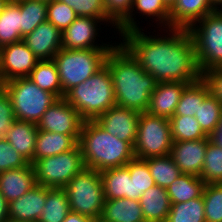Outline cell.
I'll return each instance as SVG.
<instances>
[{
	"mask_svg": "<svg viewBox=\"0 0 222 222\" xmlns=\"http://www.w3.org/2000/svg\"><path fill=\"white\" fill-rule=\"evenodd\" d=\"M87 120H96L110 107L116 105L111 73L105 65L85 82L70 89L64 96Z\"/></svg>",
	"mask_w": 222,
	"mask_h": 222,
	"instance_id": "obj_4",
	"label": "cell"
},
{
	"mask_svg": "<svg viewBox=\"0 0 222 222\" xmlns=\"http://www.w3.org/2000/svg\"><path fill=\"white\" fill-rule=\"evenodd\" d=\"M101 222H146L139 200L105 199Z\"/></svg>",
	"mask_w": 222,
	"mask_h": 222,
	"instance_id": "obj_23",
	"label": "cell"
},
{
	"mask_svg": "<svg viewBox=\"0 0 222 222\" xmlns=\"http://www.w3.org/2000/svg\"><path fill=\"white\" fill-rule=\"evenodd\" d=\"M39 60L21 40L0 48V78L3 83L29 77Z\"/></svg>",
	"mask_w": 222,
	"mask_h": 222,
	"instance_id": "obj_13",
	"label": "cell"
},
{
	"mask_svg": "<svg viewBox=\"0 0 222 222\" xmlns=\"http://www.w3.org/2000/svg\"><path fill=\"white\" fill-rule=\"evenodd\" d=\"M195 118L203 132L213 138L222 125V104L209 94L199 105Z\"/></svg>",
	"mask_w": 222,
	"mask_h": 222,
	"instance_id": "obj_31",
	"label": "cell"
},
{
	"mask_svg": "<svg viewBox=\"0 0 222 222\" xmlns=\"http://www.w3.org/2000/svg\"><path fill=\"white\" fill-rule=\"evenodd\" d=\"M9 0H0V13L2 12L4 6Z\"/></svg>",
	"mask_w": 222,
	"mask_h": 222,
	"instance_id": "obj_51",
	"label": "cell"
},
{
	"mask_svg": "<svg viewBox=\"0 0 222 222\" xmlns=\"http://www.w3.org/2000/svg\"><path fill=\"white\" fill-rule=\"evenodd\" d=\"M213 138L222 146V125Z\"/></svg>",
	"mask_w": 222,
	"mask_h": 222,
	"instance_id": "obj_48",
	"label": "cell"
},
{
	"mask_svg": "<svg viewBox=\"0 0 222 222\" xmlns=\"http://www.w3.org/2000/svg\"><path fill=\"white\" fill-rule=\"evenodd\" d=\"M63 222H95V220L70 211Z\"/></svg>",
	"mask_w": 222,
	"mask_h": 222,
	"instance_id": "obj_46",
	"label": "cell"
},
{
	"mask_svg": "<svg viewBox=\"0 0 222 222\" xmlns=\"http://www.w3.org/2000/svg\"><path fill=\"white\" fill-rule=\"evenodd\" d=\"M202 196L206 222H222V183L206 184Z\"/></svg>",
	"mask_w": 222,
	"mask_h": 222,
	"instance_id": "obj_38",
	"label": "cell"
},
{
	"mask_svg": "<svg viewBox=\"0 0 222 222\" xmlns=\"http://www.w3.org/2000/svg\"><path fill=\"white\" fill-rule=\"evenodd\" d=\"M209 94V88L202 79L189 84L184 89L173 116H195L199 105Z\"/></svg>",
	"mask_w": 222,
	"mask_h": 222,
	"instance_id": "obj_32",
	"label": "cell"
},
{
	"mask_svg": "<svg viewBox=\"0 0 222 222\" xmlns=\"http://www.w3.org/2000/svg\"><path fill=\"white\" fill-rule=\"evenodd\" d=\"M126 166L129 168L130 177L133 178L135 200H139L143 192L155 185L153 177L144 160L134 158Z\"/></svg>",
	"mask_w": 222,
	"mask_h": 222,
	"instance_id": "obj_39",
	"label": "cell"
},
{
	"mask_svg": "<svg viewBox=\"0 0 222 222\" xmlns=\"http://www.w3.org/2000/svg\"><path fill=\"white\" fill-rule=\"evenodd\" d=\"M37 133L38 128L35 123L15 120L7 131L5 139L29 163L33 164Z\"/></svg>",
	"mask_w": 222,
	"mask_h": 222,
	"instance_id": "obj_25",
	"label": "cell"
},
{
	"mask_svg": "<svg viewBox=\"0 0 222 222\" xmlns=\"http://www.w3.org/2000/svg\"><path fill=\"white\" fill-rule=\"evenodd\" d=\"M208 138L189 141H174L170 155L181 173L201 175Z\"/></svg>",
	"mask_w": 222,
	"mask_h": 222,
	"instance_id": "obj_16",
	"label": "cell"
},
{
	"mask_svg": "<svg viewBox=\"0 0 222 222\" xmlns=\"http://www.w3.org/2000/svg\"><path fill=\"white\" fill-rule=\"evenodd\" d=\"M191 83L159 82L151 94L147 113L170 119L176 110L184 89Z\"/></svg>",
	"mask_w": 222,
	"mask_h": 222,
	"instance_id": "obj_18",
	"label": "cell"
},
{
	"mask_svg": "<svg viewBox=\"0 0 222 222\" xmlns=\"http://www.w3.org/2000/svg\"><path fill=\"white\" fill-rule=\"evenodd\" d=\"M166 222H206L203 196L187 202L171 203Z\"/></svg>",
	"mask_w": 222,
	"mask_h": 222,
	"instance_id": "obj_35",
	"label": "cell"
},
{
	"mask_svg": "<svg viewBox=\"0 0 222 222\" xmlns=\"http://www.w3.org/2000/svg\"><path fill=\"white\" fill-rule=\"evenodd\" d=\"M145 30L140 28L127 31L118 40L146 73L153 76L158 83H194L201 79L195 43L188 29L161 28L158 30L160 32L153 30L157 34L151 30L147 33V29Z\"/></svg>",
	"mask_w": 222,
	"mask_h": 222,
	"instance_id": "obj_1",
	"label": "cell"
},
{
	"mask_svg": "<svg viewBox=\"0 0 222 222\" xmlns=\"http://www.w3.org/2000/svg\"><path fill=\"white\" fill-rule=\"evenodd\" d=\"M139 117L140 112L115 105L101 114L95 121L107 132L134 147Z\"/></svg>",
	"mask_w": 222,
	"mask_h": 222,
	"instance_id": "obj_14",
	"label": "cell"
},
{
	"mask_svg": "<svg viewBox=\"0 0 222 222\" xmlns=\"http://www.w3.org/2000/svg\"><path fill=\"white\" fill-rule=\"evenodd\" d=\"M73 8L77 16L109 19L106 16L103 0H60Z\"/></svg>",
	"mask_w": 222,
	"mask_h": 222,
	"instance_id": "obj_41",
	"label": "cell"
},
{
	"mask_svg": "<svg viewBox=\"0 0 222 222\" xmlns=\"http://www.w3.org/2000/svg\"><path fill=\"white\" fill-rule=\"evenodd\" d=\"M21 36L30 34L47 21V3L36 0H20Z\"/></svg>",
	"mask_w": 222,
	"mask_h": 222,
	"instance_id": "obj_36",
	"label": "cell"
},
{
	"mask_svg": "<svg viewBox=\"0 0 222 222\" xmlns=\"http://www.w3.org/2000/svg\"><path fill=\"white\" fill-rule=\"evenodd\" d=\"M77 14L66 3L54 0L47 4V21L63 32L77 18Z\"/></svg>",
	"mask_w": 222,
	"mask_h": 222,
	"instance_id": "obj_40",
	"label": "cell"
},
{
	"mask_svg": "<svg viewBox=\"0 0 222 222\" xmlns=\"http://www.w3.org/2000/svg\"><path fill=\"white\" fill-rule=\"evenodd\" d=\"M210 2L216 9L222 6V0H210Z\"/></svg>",
	"mask_w": 222,
	"mask_h": 222,
	"instance_id": "obj_49",
	"label": "cell"
},
{
	"mask_svg": "<svg viewBox=\"0 0 222 222\" xmlns=\"http://www.w3.org/2000/svg\"><path fill=\"white\" fill-rule=\"evenodd\" d=\"M28 163L5 138H0V173L24 167Z\"/></svg>",
	"mask_w": 222,
	"mask_h": 222,
	"instance_id": "obj_42",
	"label": "cell"
},
{
	"mask_svg": "<svg viewBox=\"0 0 222 222\" xmlns=\"http://www.w3.org/2000/svg\"><path fill=\"white\" fill-rule=\"evenodd\" d=\"M173 144L169 119L141 112L137 137L134 144V156L144 160L150 157L170 154Z\"/></svg>",
	"mask_w": 222,
	"mask_h": 222,
	"instance_id": "obj_9",
	"label": "cell"
},
{
	"mask_svg": "<svg viewBox=\"0 0 222 222\" xmlns=\"http://www.w3.org/2000/svg\"><path fill=\"white\" fill-rule=\"evenodd\" d=\"M200 178L206 184L222 183V146L211 137L208 138Z\"/></svg>",
	"mask_w": 222,
	"mask_h": 222,
	"instance_id": "obj_34",
	"label": "cell"
},
{
	"mask_svg": "<svg viewBox=\"0 0 222 222\" xmlns=\"http://www.w3.org/2000/svg\"><path fill=\"white\" fill-rule=\"evenodd\" d=\"M36 1H40V2H45V3H50V2H52V1H54V0H36Z\"/></svg>",
	"mask_w": 222,
	"mask_h": 222,
	"instance_id": "obj_52",
	"label": "cell"
},
{
	"mask_svg": "<svg viewBox=\"0 0 222 222\" xmlns=\"http://www.w3.org/2000/svg\"><path fill=\"white\" fill-rule=\"evenodd\" d=\"M84 121L70 103L60 98L47 109L36 125L38 130L71 135L78 142Z\"/></svg>",
	"mask_w": 222,
	"mask_h": 222,
	"instance_id": "obj_12",
	"label": "cell"
},
{
	"mask_svg": "<svg viewBox=\"0 0 222 222\" xmlns=\"http://www.w3.org/2000/svg\"><path fill=\"white\" fill-rule=\"evenodd\" d=\"M139 203L146 222H166L171 208L167 190L154 185L141 195Z\"/></svg>",
	"mask_w": 222,
	"mask_h": 222,
	"instance_id": "obj_24",
	"label": "cell"
},
{
	"mask_svg": "<svg viewBox=\"0 0 222 222\" xmlns=\"http://www.w3.org/2000/svg\"><path fill=\"white\" fill-rule=\"evenodd\" d=\"M77 144L78 142L71 135L38 130L33 163L41 158L69 151Z\"/></svg>",
	"mask_w": 222,
	"mask_h": 222,
	"instance_id": "obj_26",
	"label": "cell"
},
{
	"mask_svg": "<svg viewBox=\"0 0 222 222\" xmlns=\"http://www.w3.org/2000/svg\"><path fill=\"white\" fill-rule=\"evenodd\" d=\"M70 212V205L64 188L46 187V201L37 222H63Z\"/></svg>",
	"mask_w": 222,
	"mask_h": 222,
	"instance_id": "obj_29",
	"label": "cell"
},
{
	"mask_svg": "<svg viewBox=\"0 0 222 222\" xmlns=\"http://www.w3.org/2000/svg\"><path fill=\"white\" fill-rule=\"evenodd\" d=\"M188 30L195 43L200 72L222 67V12L215 10L198 20Z\"/></svg>",
	"mask_w": 222,
	"mask_h": 222,
	"instance_id": "obj_8",
	"label": "cell"
},
{
	"mask_svg": "<svg viewBox=\"0 0 222 222\" xmlns=\"http://www.w3.org/2000/svg\"><path fill=\"white\" fill-rule=\"evenodd\" d=\"M46 201V187L35 185L8 204V218L18 222H37Z\"/></svg>",
	"mask_w": 222,
	"mask_h": 222,
	"instance_id": "obj_19",
	"label": "cell"
},
{
	"mask_svg": "<svg viewBox=\"0 0 222 222\" xmlns=\"http://www.w3.org/2000/svg\"><path fill=\"white\" fill-rule=\"evenodd\" d=\"M78 145L85 168L98 172L125 166L135 158L128 142L113 136L95 120L84 121Z\"/></svg>",
	"mask_w": 222,
	"mask_h": 222,
	"instance_id": "obj_3",
	"label": "cell"
},
{
	"mask_svg": "<svg viewBox=\"0 0 222 222\" xmlns=\"http://www.w3.org/2000/svg\"><path fill=\"white\" fill-rule=\"evenodd\" d=\"M105 199L129 198L135 200L133 178L125 166L100 172Z\"/></svg>",
	"mask_w": 222,
	"mask_h": 222,
	"instance_id": "obj_22",
	"label": "cell"
},
{
	"mask_svg": "<svg viewBox=\"0 0 222 222\" xmlns=\"http://www.w3.org/2000/svg\"><path fill=\"white\" fill-rule=\"evenodd\" d=\"M16 120L12 102L5 89L0 87V138H5L7 131Z\"/></svg>",
	"mask_w": 222,
	"mask_h": 222,
	"instance_id": "obj_44",
	"label": "cell"
},
{
	"mask_svg": "<svg viewBox=\"0 0 222 222\" xmlns=\"http://www.w3.org/2000/svg\"><path fill=\"white\" fill-rule=\"evenodd\" d=\"M8 202L5 197L0 193V222L8 220Z\"/></svg>",
	"mask_w": 222,
	"mask_h": 222,
	"instance_id": "obj_47",
	"label": "cell"
},
{
	"mask_svg": "<svg viewBox=\"0 0 222 222\" xmlns=\"http://www.w3.org/2000/svg\"><path fill=\"white\" fill-rule=\"evenodd\" d=\"M108 24L111 25V28H114L112 30H115L113 31L115 34L117 32V26L110 19L78 16L74 22L62 32V48L73 50L112 49L117 44L116 42H103V40L101 42V39H98V37H101L98 35L102 32L101 25L109 27ZM98 41H100L101 44L98 43Z\"/></svg>",
	"mask_w": 222,
	"mask_h": 222,
	"instance_id": "obj_11",
	"label": "cell"
},
{
	"mask_svg": "<svg viewBox=\"0 0 222 222\" xmlns=\"http://www.w3.org/2000/svg\"><path fill=\"white\" fill-rule=\"evenodd\" d=\"M165 4L171 9L177 0H163Z\"/></svg>",
	"mask_w": 222,
	"mask_h": 222,
	"instance_id": "obj_50",
	"label": "cell"
},
{
	"mask_svg": "<svg viewBox=\"0 0 222 222\" xmlns=\"http://www.w3.org/2000/svg\"><path fill=\"white\" fill-rule=\"evenodd\" d=\"M4 222H18V221H14V220L8 219V220H6V221H4Z\"/></svg>",
	"mask_w": 222,
	"mask_h": 222,
	"instance_id": "obj_53",
	"label": "cell"
},
{
	"mask_svg": "<svg viewBox=\"0 0 222 222\" xmlns=\"http://www.w3.org/2000/svg\"><path fill=\"white\" fill-rule=\"evenodd\" d=\"M35 185V172L31 163L0 173V193L8 203L18 199Z\"/></svg>",
	"mask_w": 222,
	"mask_h": 222,
	"instance_id": "obj_21",
	"label": "cell"
},
{
	"mask_svg": "<svg viewBox=\"0 0 222 222\" xmlns=\"http://www.w3.org/2000/svg\"><path fill=\"white\" fill-rule=\"evenodd\" d=\"M215 10L210 0H177L170 9V28L189 29Z\"/></svg>",
	"mask_w": 222,
	"mask_h": 222,
	"instance_id": "obj_20",
	"label": "cell"
},
{
	"mask_svg": "<svg viewBox=\"0 0 222 222\" xmlns=\"http://www.w3.org/2000/svg\"><path fill=\"white\" fill-rule=\"evenodd\" d=\"M169 123L173 142L210 138L203 132L195 116H172Z\"/></svg>",
	"mask_w": 222,
	"mask_h": 222,
	"instance_id": "obj_37",
	"label": "cell"
},
{
	"mask_svg": "<svg viewBox=\"0 0 222 222\" xmlns=\"http://www.w3.org/2000/svg\"><path fill=\"white\" fill-rule=\"evenodd\" d=\"M21 40L20 0H9L0 13V48Z\"/></svg>",
	"mask_w": 222,
	"mask_h": 222,
	"instance_id": "obj_27",
	"label": "cell"
},
{
	"mask_svg": "<svg viewBox=\"0 0 222 222\" xmlns=\"http://www.w3.org/2000/svg\"><path fill=\"white\" fill-rule=\"evenodd\" d=\"M105 65L111 73L116 105L146 112L158 83L156 79L141 68L120 42L108 53Z\"/></svg>",
	"mask_w": 222,
	"mask_h": 222,
	"instance_id": "obj_2",
	"label": "cell"
},
{
	"mask_svg": "<svg viewBox=\"0 0 222 222\" xmlns=\"http://www.w3.org/2000/svg\"><path fill=\"white\" fill-rule=\"evenodd\" d=\"M2 87L9 94L15 118L19 121L37 124L47 109L58 100L28 77L10 80L3 83Z\"/></svg>",
	"mask_w": 222,
	"mask_h": 222,
	"instance_id": "obj_6",
	"label": "cell"
},
{
	"mask_svg": "<svg viewBox=\"0 0 222 222\" xmlns=\"http://www.w3.org/2000/svg\"><path fill=\"white\" fill-rule=\"evenodd\" d=\"M205 185L199 176L181 173L166 190L171 203H180L201 197Z\"/></svg>",
	"mask_w": 222,
	"mask_h": 222,
	"instance_id": "obj_28",
	"label": "cell"
},
{
	"mask_svg": "<svg viewBox=\"0 0 222 222\" xmlns=\"http://www.w3.org/2000/svg\"><path fill=\"white\" fill-rule=\"evenodd\" d=\"M153 177L155 185L164 189L181 174L178 166L170 154L166 156L150 157L144 159Z\"/></svg>",
	"mask_w": 222,
	"mask_h": 222,
	"instance_id": "obj_33",
	"label": "cell"
},
{
	"mask_svg": "<svg viewBox=\"0 0 222 222\" xmlns=\"http://www.w3.org/2000/svg\"><path fill=\"white\" fill-rule=\"evenodd\" d=\"M23 41L38 60H52L62 48V32L46 21L23 37Z\"/></svg>",
	"mask_w": 222,
	"mask_h": 222,
	"instance_id": "obj_17",
	"label": "cell"
},
{
	"mask_svg": "<svg viewBox=\"0 0 222 222\" xmlns=\"http://www.w3.org/2000/svg\"><path fill=\"white\" fill-rule=\"evenodd\" d=\"M201 79L207 84L210 94L222 104V67L203 71Z\"/></svg>",
	"mask_w": 222,
	"mask_h": 222,
	"instance_id": "obj_45",
	"label": "cell"
},
{
	"mask_svg": "<svg viewBox=\"0 0 222 222\" xmlns=\"http://www.w3.org/2000/svg\"><path fill=\"white\" fill-rule=\"evenodd\" d=\"M28 78L41 89L54 94L58 99L63 98L59 73L53 59L39 60Z\"/></svg>",
	"mask_w": 222,
	"mask_h": 222,
	"instance_id": "obj_30",
	"label": "cell"
},
{
	"mask_svg": "<svg viewBox=\"0 0 222 222\" xmlns=\"http://www.w3.org/2000/svg\"><path fill=\"white\" fill-rule=\"evenodd\" d=\"M137 15L138 17L142 16L140 18L145 16L144 20L149 18V21H152V24L155 22L154 24L157 27L154 26V24L152 25L155 29L170 28V8L163 0H133L130 15L117 27V33L115 35L118 34L120 37L127 31L142 28V26L139 25L140 22L136 18Z\"/></svg>",
	"mask_w": 222,
	"mask_h": 222,
	"instance_id": "obj_15",
	"label": "cell"
},
{
	"mask_svg": "<svg viewBox=\"0 0 222 222\" xmlns=\"http://www.w3.org/2000/svg\"><path fill=\"white\" fill-rule=\"evenodd\" d=\"M111 49H64L53 57L57 66L60 82L65 94L73 87L85 82L105 66Z\"/></svg>",
	"mask_w": 222,
	"mask_h": 222,
	"instance_id": "obj_5",
	"label": "cell"
},
{
	"mask_svg": "<svg viewBox=\"0 0 222 222\" xmlns=\"http://www.w3.org/2000/svg\"><path fill=\"white\" fill-rule=\"evenodd\" d=\"M133 0H103L106 16L118 27L129 15Z\"/></svg>",
	"mask_w": 222,
	"mask_h": 222,
	"instance_id": "obj_43",
	"label": "cell"
},
{
	"mask_svg": "<svg viewBox=\"0 0 222 222\" xmlns=\"http://www.w3.org/2000/svg\"><path fill=\"white\" fill-rule=\"evenodd\" d=\"M67 193L70 211L99 220L105 197L100 172L84 168L64 187Z\"/></svg>",
	"mask_w": 222,
	"mask_h": 222,
	"instance_id": "obj_7",
	"label": "cell"
},
{
	"mask_svg": "<svg viewBox=\"0 0 222 222\" xmlns=\"http://www.w3.org/2000/svg\"><path fill=\"white\" fill-rule=\"evenodd\" d=\"M32 165L36 185L48 188H64L76 174L85 168L78 144L69 151L41 158Z\"/></svg>",
	"mask_w": 222,
	"mask_h": 222,
	"instance_id": "obj_10",
	"label": "cell"
}]
</instances>
